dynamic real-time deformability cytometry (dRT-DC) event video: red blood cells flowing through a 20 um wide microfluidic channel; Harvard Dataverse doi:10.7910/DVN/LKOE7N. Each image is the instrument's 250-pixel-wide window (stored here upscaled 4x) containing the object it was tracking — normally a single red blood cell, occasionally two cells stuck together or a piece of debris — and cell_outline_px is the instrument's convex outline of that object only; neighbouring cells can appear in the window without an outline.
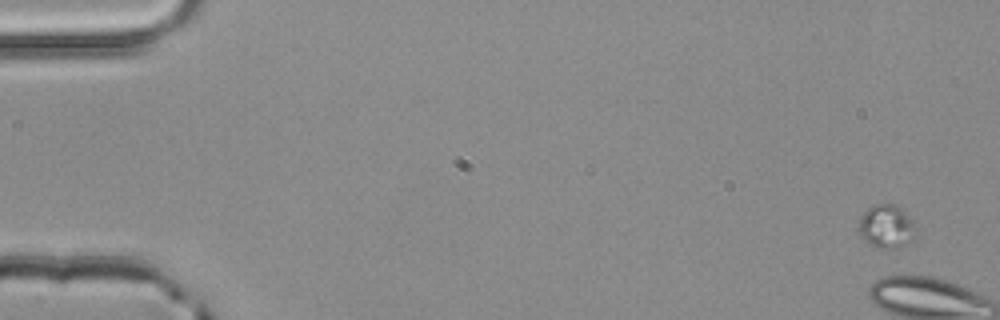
{"species": "common noctule bat (a hibernating species)", "species_latin": "Nyctalus noctula", "temperature_condition": "room temperature", "stored_images_in_passage": 3, "camera_frame_rate_fps": 3000, "um_per_image_px": 0.085, "animal": {"sex": "male", "body_mass_g": 20.4}, "frame": {"image": 1, "passage_image": 1, "time_ms": 0.0, "image_size_px": [1000, 320], "cell_outline_px": [[912, 240], [900, 248], [880, 248], [864, 240], [860, 236], [856, 228], [860, 216], [868, 208], [876, 204], [892, 204], [900, 208], [912, 220]], "centroid_in_image_um": [75.26, 19.25], "position_along_channel_um": 9.7, "area_um2": 14.16}}